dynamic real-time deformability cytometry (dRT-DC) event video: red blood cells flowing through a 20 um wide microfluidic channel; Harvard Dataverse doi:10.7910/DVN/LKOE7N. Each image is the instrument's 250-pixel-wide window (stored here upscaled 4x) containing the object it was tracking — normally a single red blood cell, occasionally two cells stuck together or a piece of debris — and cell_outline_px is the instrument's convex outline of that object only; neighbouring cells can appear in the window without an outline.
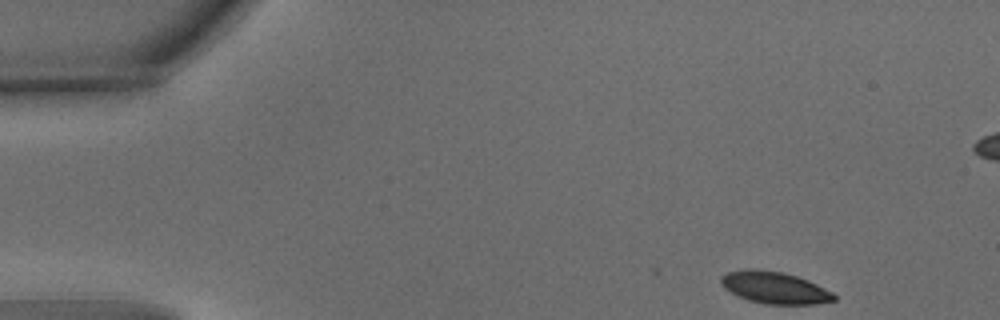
{"species": "common noctule bat (a hibernating species)", "species_latin": "Nyctalus noctula", "temperature_condition": "warm", "stored_images_in_passage": 41, "camera_frame_rate_fps": 3000, "um_per_image_px": 0.085, "animal": {"sex": "male", "body_mass_g": 15.6}, "frame": {"image": 1, "passage_image": 1, "time_ms": 0.0, "image_size_px": [1000, 320], "cell_outline_px": [[836, 300], [816, 304], [768, 304], [748, 300], [736, 296], [724, 288], [720, 284], [720, 276], [728, 272], [748, 268], [756, 268], [784, 272], [808, 280], [832, 292], [836, 296]], "centroid_in_image_um": [65.8, 24.44], "position_along_channel_um": 19.2, "area_um2": 21.21}}
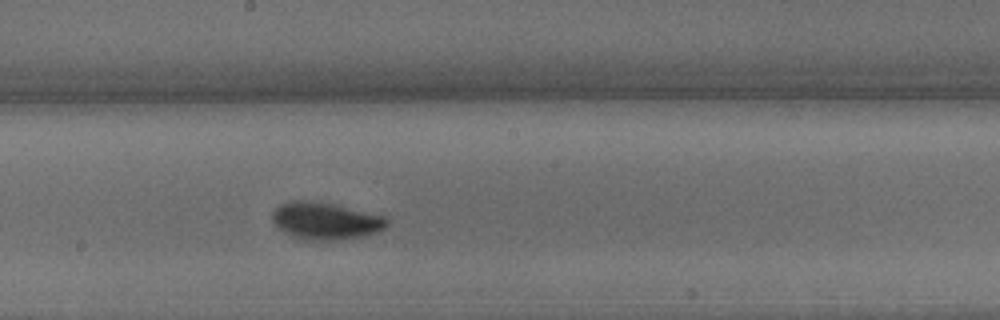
{"frame": {"image": 2, "passage_image": 25, "time_ms": 8.0, "image_size_px": [1000, 320], "cell_outline_px": [[388, 224], [380, 232], [364, 236], [340, 240], [304, 240], [292, 236], [284, 232], [272, 220], [272, 212], [280, 204], [292, 200], [304, 200], [328, 204], [384, 216], [388, 220]], "centroid_in_image_um": [27.66, 18.8], "position_along_channel_um": 220.5, "area_um2": 24.51}}
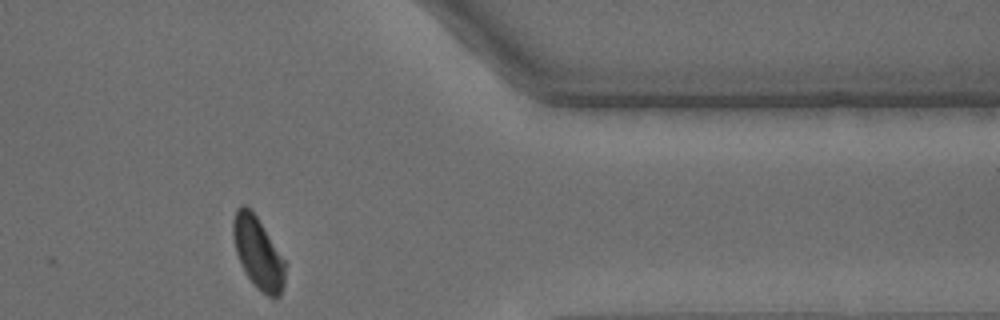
{"frame": {"image": 3, "passage_image": 40, "time_ms": 13.0, "image_size_px": [1000, 320], "cell_outline_px": [[288, 264], [284, 284], [280, 296], [268, 296], [248, 276], [236, 252], [232, 236], [232, 220], [236, 208], [240, 204], [244, 204], [256, 216]], "centroid_in_image_um": [21.95, 21.45], "position_along_channel_um": 389.5, "area_um2": 21.5}, "authors_computed_cell_mechanics": {"area_um2": 23.0044, "velocity_mm_per_s": 3.7374, "shape_relaxation_time_tau1_ms": 2.2197, "shape_relaxation_time_tau2_ms": 1.7337, "deformation_change_tau1": 0.1116, "deformation_change_tau2": 0.0566}}